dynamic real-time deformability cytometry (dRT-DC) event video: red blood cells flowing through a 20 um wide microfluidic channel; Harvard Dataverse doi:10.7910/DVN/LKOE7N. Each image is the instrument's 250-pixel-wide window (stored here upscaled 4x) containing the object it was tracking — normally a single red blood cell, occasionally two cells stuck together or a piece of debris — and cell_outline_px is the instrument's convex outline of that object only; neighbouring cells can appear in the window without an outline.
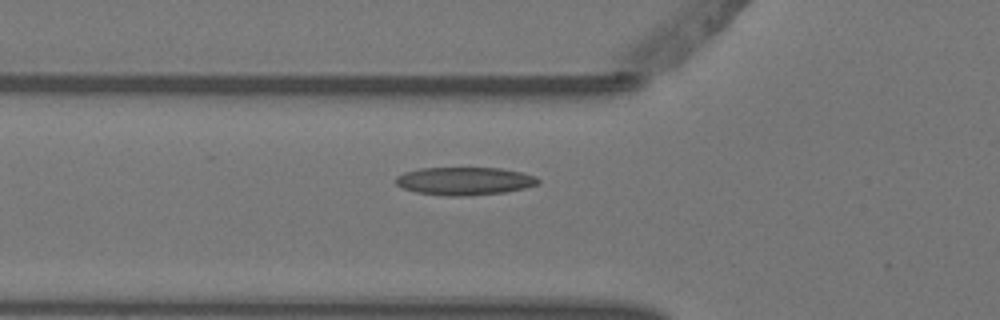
{"species": "Egyptian fruit bat (a non-hibernating species)", "species_latin": "Rousettus aegyptiacus", "temperature_condition": "warm", "stored_images_in_passage": 4, "camera_frame_rate_fps": 3000, "um_per_image_px": 0.085, "animal": {"sex": "female"}, "frame": {"image": 1, "passage_image": 4, "time_ms": 1.0, "image_size_px": [1000, 320], "cell_outline_px": [[540, 184], [524, 188], [504, 192], [468, 196], [448, 196], [416, 192], [404, 188], [396, 184], [396, 176], [404, 172], [420, 168], [500, 168], [520, 172], [536, 176], [540, 180]], "centroid_in_image_um": [39.5, 15.39], "position_along_channel_um": 86.3, "area_um2": 23.18}}